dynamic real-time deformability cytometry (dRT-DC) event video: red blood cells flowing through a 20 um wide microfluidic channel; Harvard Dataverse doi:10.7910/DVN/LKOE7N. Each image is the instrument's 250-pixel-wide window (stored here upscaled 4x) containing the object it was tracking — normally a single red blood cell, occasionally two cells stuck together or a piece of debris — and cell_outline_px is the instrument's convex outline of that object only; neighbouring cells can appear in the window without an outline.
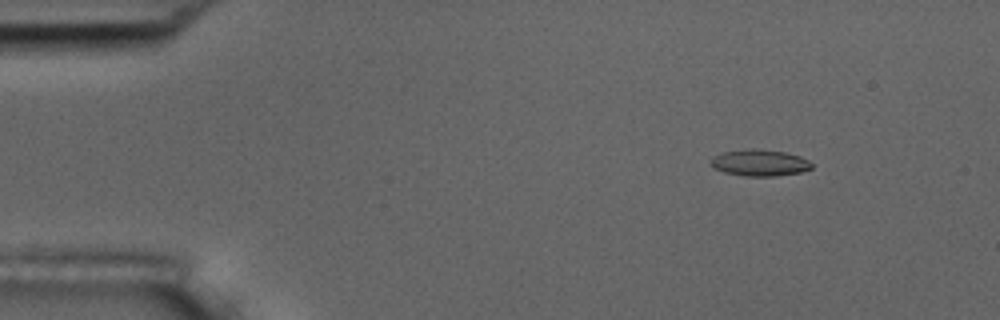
{"species": "common noctule bat (a hibernating species)", "species_latin": "Nyctalus noctula", "temperature_condition": "room temperature", "stored_images_in_passage": 10, "camera_frame_rate_fps": 3000, "um_per_image_px": 0.085, "animal": {"sex": "male", "body_mass_g": 17.5, "forearm_length_mm": 52.3}, "frame": {"image": 1, "passage_image": 1, "time_ms": 0.0, "image_size_px": [1000, 320], "cell_outline_px": [[812, 168], [800, 172], [776, 176], [744, 176], [724, 172], [712, 168], [708, 164], [708, 160], [712, 156], [720, 152], [752, 148], [756, 148], [784, 152], [800, 156], [808, 160], [812, 164]], "centroid_in_image_um": [64.49, 13.83], "position_along_channel_um": 20.5, "area_um2": 15.9}}
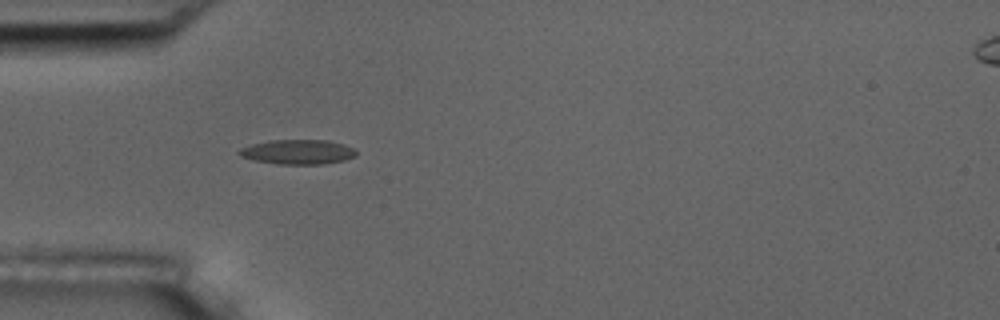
{"frame": {"image": 2, "passage_image": 4, "time_ms": 3.333, "image_size_px": [1000, 320], "cell_outline_px": [[356, 156], [344, 160], [324, 164], [280, 164], [256, 160], [240, 156], [236, 152], [240, 148], [252, 144], [268, 140], [328, 140], [344, 144], [352, 148], [356, 152]], "centroid_in_image_um": [25.31, 12.91], "position_along_channel_um": 59.7, "area_um2": 16.76}}
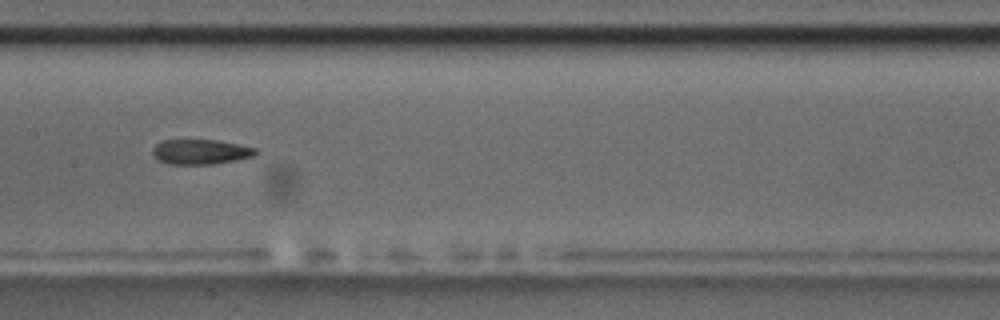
{"frame": {"image": 3, "passage_image": 7, "time_ms": 7.0, "image_size_px": [1000, 320], "cell_outline_px": [[256, 152], [252, 156], [236, 160], [212, 164], [168, 164], [160, 160], [152, 152], [152, 148], [156, 144], [164, 140], [216, 140], [256, 148]], "centroid_in_image_um": [17.02, 12.9], "position_along_channel_um": 190.4, "area_um2": 14.68}}